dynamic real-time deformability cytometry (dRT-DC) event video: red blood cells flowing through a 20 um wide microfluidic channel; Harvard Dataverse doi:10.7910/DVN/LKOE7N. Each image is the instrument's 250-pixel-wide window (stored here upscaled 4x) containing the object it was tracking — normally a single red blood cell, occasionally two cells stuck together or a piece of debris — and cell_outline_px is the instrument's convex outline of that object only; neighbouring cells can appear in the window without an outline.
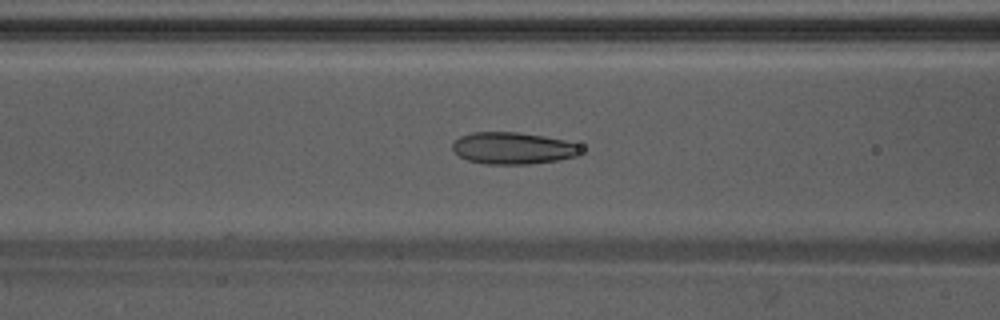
{"species": "Egyptian fruit bat (a non-hibernating species)", "species_latin": "Rousettus aegyptiacus", "temperature_condition": "warm", "stored_images_in_passage": 49, "camera_frame_rate_fps": 3000, "um_per_image_px": 0.085, "animal": {"sex": "male"}, "frame": {"image": 1, "passage_image": 18, "time_ms": 5.667, "image_size_px": [1000, 320], "cell_outline_px": [[584, 148], [576, 156], [556, 160], [528, 164], [484, 164], [468, 160], [460, 156], [452, 148], [452, 144], [460, 136], [472, 132], [516, 132], [544, 136], [564, 140], [580, 144]], "centroid_in_image_um": [43.62, 12.59], "position_along_channel_um": 123.0, "area_um2": 23.81}}
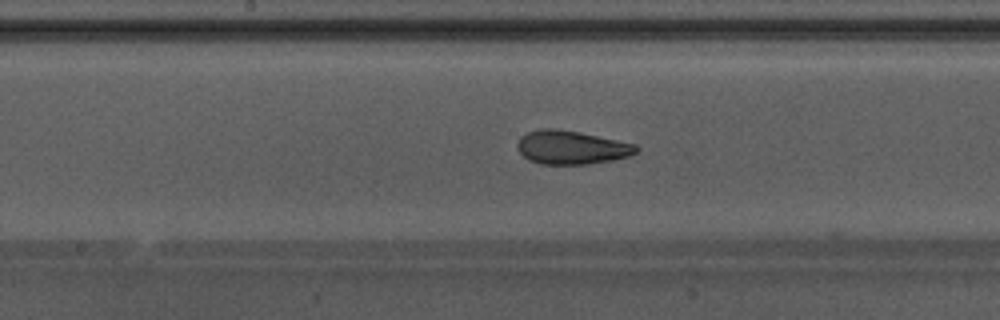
{"frame": {"image": 2, "passage_image": 24, "time_ms": 7.667, "image_size_px": [1000, 320], "cell_outline_px": [[640, 148], [632, 156], [612, 160], [588, 164], [540, 164], [528, 160], [516, 148], [516, 144], [520, 136], [528, 132], [540, 128], [552, 128], [580, 132], [636, 144]], "centroid_in_image_um": [48.57, 12.53], "position_along_channel_um": 199.6, "area_um2": 23.47}}
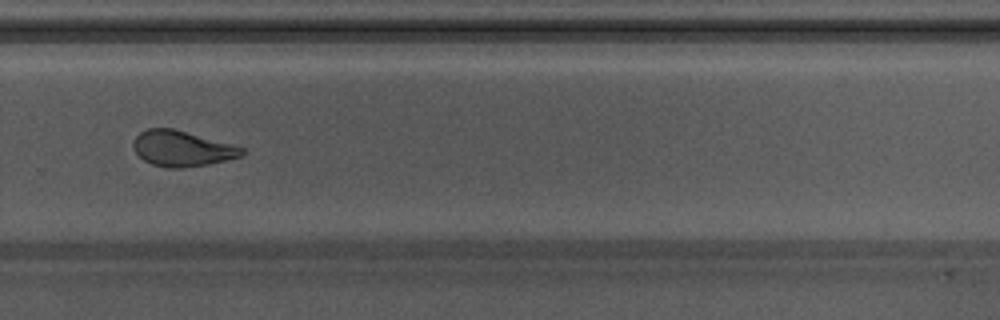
{"frame": {"image": 3, "passage_image": 33, "time_ms": 10.667, "image_size_px": [1000, 320], "cell_outline_px": [[244, 152], [240, 156], [208, 164], [184, 168], [168, 168], [152, 164], [144, 160], [136, 152], [132, 144], [136, 136], [140, 132], [148, 128], [172, 128], [232, 144], [244, 148]], "centroid_in_image_um": [15.44, 12.62], "position_along_channel_um": 314.4, "area_um2": 22.25}, "authors_computed_cell_mechanics": {"area_um2": 23.8136, "velocity_mm_per_s": 3.8379, "shape_relaxation_time_tau1_ms": null, "shape_relaxation_time_tau2_ms": 1.7447, "deformation_change_tau1": null, "deformation_change_tau2": 0.0896}}